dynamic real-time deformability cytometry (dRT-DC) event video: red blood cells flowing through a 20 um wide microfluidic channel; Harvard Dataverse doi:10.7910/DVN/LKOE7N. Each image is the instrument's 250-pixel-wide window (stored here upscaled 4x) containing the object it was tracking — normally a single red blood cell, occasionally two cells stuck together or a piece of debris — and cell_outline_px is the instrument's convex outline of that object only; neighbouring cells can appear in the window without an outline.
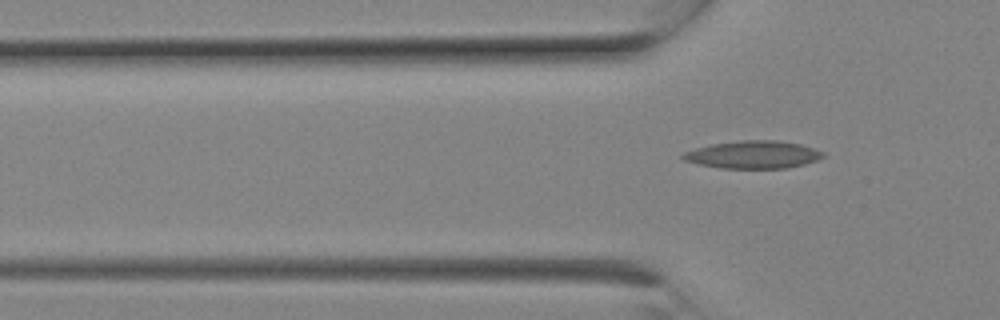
{"species": "Egyptian fruit bat (a non-hibernating species)", "species_latin": "Rousettus aegyptiacus", "temperature_condition": "room temperature", "stored_images_in_passage": 2, "camera_frame_rate_fps": 3000, "um_per_image_px": 0.085, "animal": {"sex": "female"}, "frame": {"image": 1, "passage_image": 2, "time_ms": 0.333, "image_size_px": [1000, 320], "cell_outline_px": [[824, 156], [816, 160], [804, 164], [788, 168], [720, 168], [700, 164], [684, 160], [680, 156], [684, 152], [696, 148], [712, 144], [744, 140], [776, 140], [800, 144], [824, 152]], "centroid_in_image_um": [64.01, 13.14], "position_along_channel_um": 61.8, "area_um2": 22.37}}